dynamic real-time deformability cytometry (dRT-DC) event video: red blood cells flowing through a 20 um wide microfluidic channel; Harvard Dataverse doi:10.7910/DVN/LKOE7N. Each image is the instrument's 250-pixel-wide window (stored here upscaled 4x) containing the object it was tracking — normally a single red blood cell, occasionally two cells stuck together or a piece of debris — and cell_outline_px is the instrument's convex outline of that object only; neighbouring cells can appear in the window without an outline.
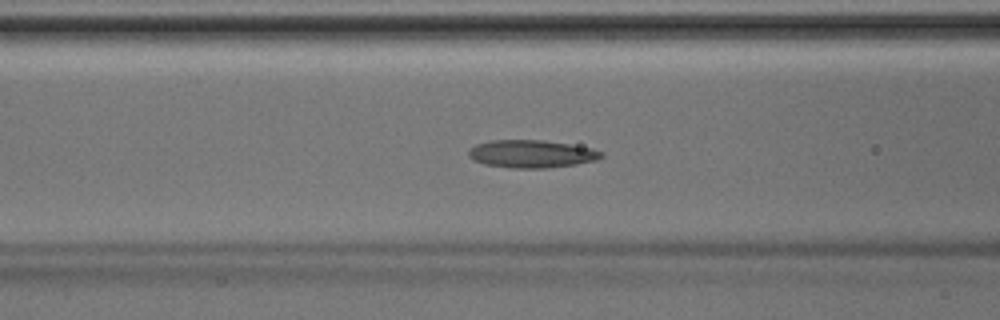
{"species": "Egyptian fruit bat (a non-hibernating species)", "species_latin": "Rousettus aegyptiacus", "temperature_condition": "room temperature", "stored_images_in_passage": 40, "camera_frame_rate_fps": 3000, "um_per_image_px": 0.085, "animal": {"sex": "male"}, "frame": {"image": 1, "passage_image": 13, "time_ms": 4.0, "image_size_px": [1000, 320], "cell_outline_px": [[604, 156], [596, 160], [576, 164], [548, 168], [512, 168], [484, 164], [472, 160], [468, 156], [468, 148], [476, 144], [492, 140], [544, 140], [592, 148], [604, 152]], "centroid_in_image_um": [45.16, 13.08], "position_along_channel_um": 121.4, "area_um2": 21.62}}
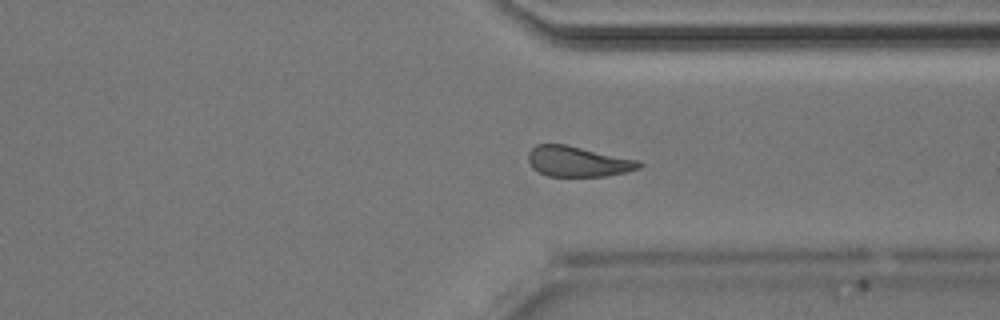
{"frame": {"image": 2, "passage_image": 29, "time_ms": 9.333, "image_size_px": [1000, 320], "cell_outline_px": [[644, 164], [640, 168], [624, 172], [604, 176], [548, 176], [532, 168], [528, 160], [528, 152], [536, 144], [564, 144], [640, 160]], "centroid_in_image_um": [49.12, 13.72], "position_along_channel_um": 362.3, "area_um2": 19.59}}
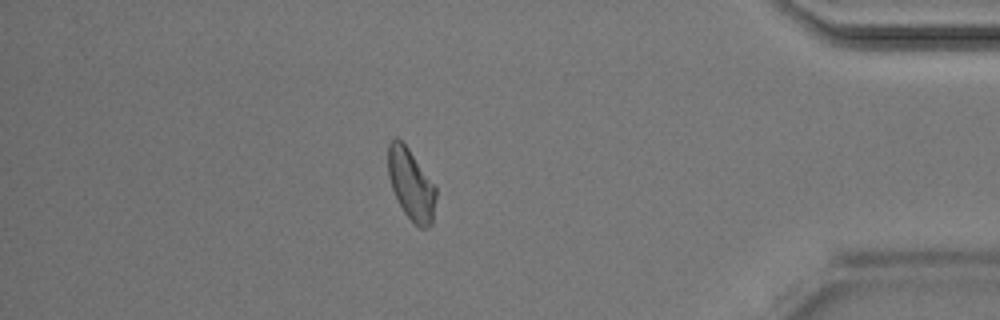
{"frame": {"image": 3, "passage_image": 34, "time_ms": 11.0, "image_size_px": [1000, 320], "cell_outline_px": [[436, 196], [432, 224], [428, 228], [420, 228], [404, 212], [392, 188], [388, 176], [388, 144], [396, 136], [408, 148], [436, 188]], "centroid_in_image_um": [34.94, 15.68], "position_along_channel_um": 400.3, "area_um2": 19.42}}